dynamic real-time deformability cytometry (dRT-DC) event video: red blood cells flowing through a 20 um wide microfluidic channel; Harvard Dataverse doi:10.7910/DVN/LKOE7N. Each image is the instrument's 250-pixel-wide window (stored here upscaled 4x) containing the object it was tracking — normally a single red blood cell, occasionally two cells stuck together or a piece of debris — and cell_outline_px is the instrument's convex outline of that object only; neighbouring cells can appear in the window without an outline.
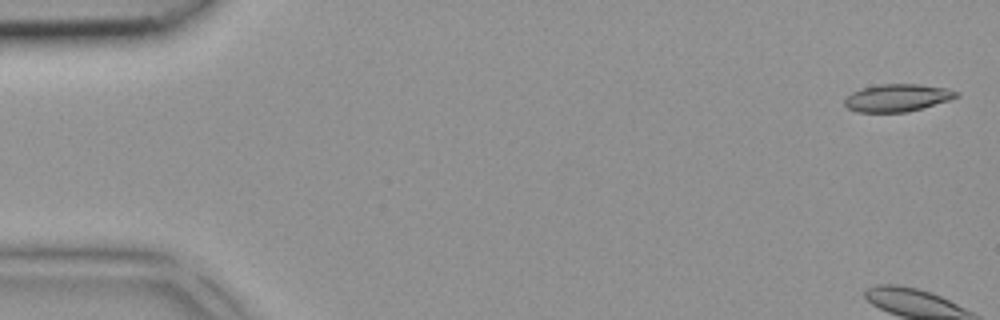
{"species": "common noctule bat (a hibernating species)", "species_latin": "Nyctalus noctula", "temperature_condition": "room temperature", "stored_images_in_passage": 4, "camera_frame_rate_fps": 3000, "um_per_image_px": 0.085, "animal": {"sex": "female", "body_mass_g": 18.4}, "frame": {"image": 1, "passage_image": 1, "time_ms": 0.0, "image_size_px": [1000, 320], "cell_outline_px": [[960, 96], [924, 108], [908, 112], [856, 112], [848, 108], [844, 104], [844, 100], [852, 92], [860, 88], [880, 84], [920, 84], [948, 88], [960, 92]], "centroid_in_image_um": [76.3, 8.31], "position_along_channel_um": 8.7, "area_um2": 18.09}}
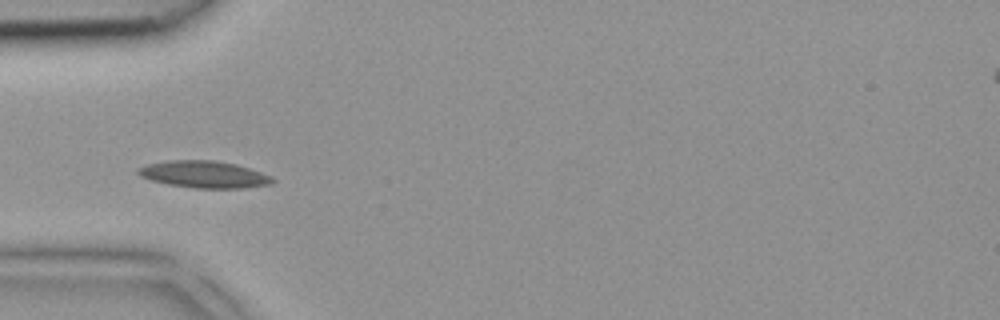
{"frame": {"image": 2, "passage_image": 4, "time_ms": 1.0, "image_size_px": [1000, 320], "cell_outline_px": [[276, 180], [272, 184], [244, 188], [196, 188], [168, 184], [152, 180], [140, 176], [136, 172], [136, 168], [148, 164], [168, 160], [216, 160], [236, 164], [272, 176]], "centroid_in_image_um": [17.35, 14.82], "position_along_channel_um": 67.6, "area_um2": 21.15}}